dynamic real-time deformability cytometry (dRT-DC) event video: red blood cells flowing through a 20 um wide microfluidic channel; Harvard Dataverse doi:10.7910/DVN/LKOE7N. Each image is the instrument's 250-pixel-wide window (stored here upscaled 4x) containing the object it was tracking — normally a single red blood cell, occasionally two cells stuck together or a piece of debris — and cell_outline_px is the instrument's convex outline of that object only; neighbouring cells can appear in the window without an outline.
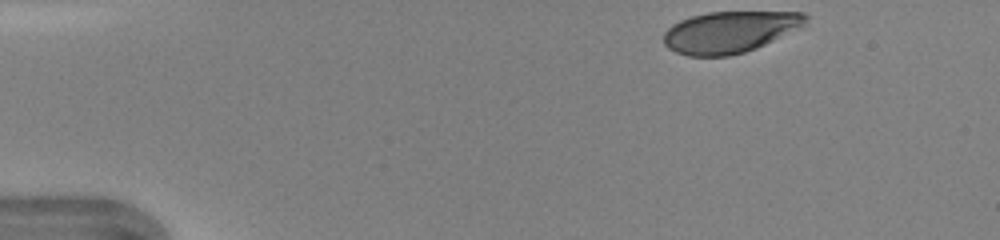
{"species": "human", "species_latin": "Homo sapiens", "temperature_condition": "warm", "stored_images_in_passage": 41, "camera_frame_rate_fps": 3000, "um_per_image_px": 0.085, "donor": {"sex": "female"}, "frame": {"image": 1, "passage_image": 1, "time_ms": 0.0, "image_size_px": [1000, 240], "cell_outline_px": [[808, 24], [756, 48], [744, 52], [728, 56], [688, 56], [676, 52], [668, 48], [664, 44], [664, 32], [672, 24], [680, 20], [692, 16], [708, 12], [804, 12], [808, 16]], "centroid_in_image_um": [62.04, 2.71], "position_along_channel_um": 23.0, "area_um2": 34.39}}
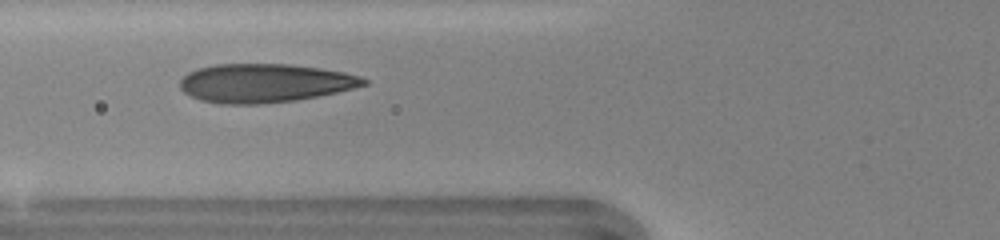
{"frame": {"image": 2, "passage_image": 13, "time_ms": 4.0, "image_size_px": [1000, 240], "cell_outline_px": [[368, 84], [336, 92], [296, 100], [260, 104], [220, 104], [200, 100], [184, 92], [180, 88], [180, 80], [188, 72], [200, 68], [216, 64], [288, 64], [320, 68], [344, 72], [360, 76], [368, 80]], "centroid_in_image_um": [22.48, 7.06], "position_along_channel_um": 103.3, "area_um2": 41.27}}
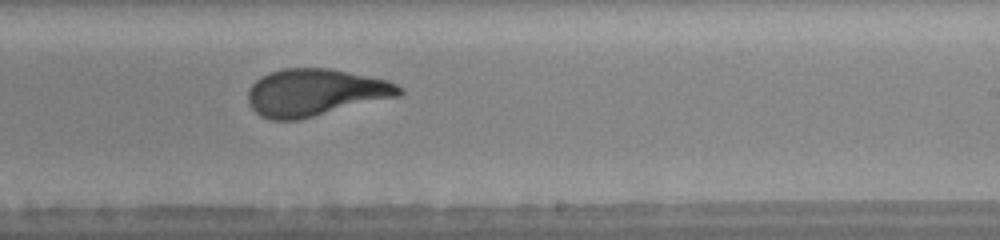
{"frame": {"image": 3, "passage_image": 24, "time_ms": 7.667, "image_size_px": [1000, 240], "cell_outline_px": [[404, 92], [400, 96], [300, 120], [272, 120], [260, 116], [248, 104], [248, 88], [260, 76], [284, 68], [328, 68], [388, 80], [404, 88]], "centroid_in_image_um": [26.8, 7.87], "position_along_channel_um": 262.2, "area_um2": 41.79}, "authors_computed_cell_mechanics": {"area_um2": 40.5756, "velocity_mm_per_s": 4.33, "shape_relaxation_time_tau1_ms": 3.5368, "shape_relaxation_time_tau2_ms": null, "deformation_change_tau1": 0.1825, "deformation_change_tau2": null}}